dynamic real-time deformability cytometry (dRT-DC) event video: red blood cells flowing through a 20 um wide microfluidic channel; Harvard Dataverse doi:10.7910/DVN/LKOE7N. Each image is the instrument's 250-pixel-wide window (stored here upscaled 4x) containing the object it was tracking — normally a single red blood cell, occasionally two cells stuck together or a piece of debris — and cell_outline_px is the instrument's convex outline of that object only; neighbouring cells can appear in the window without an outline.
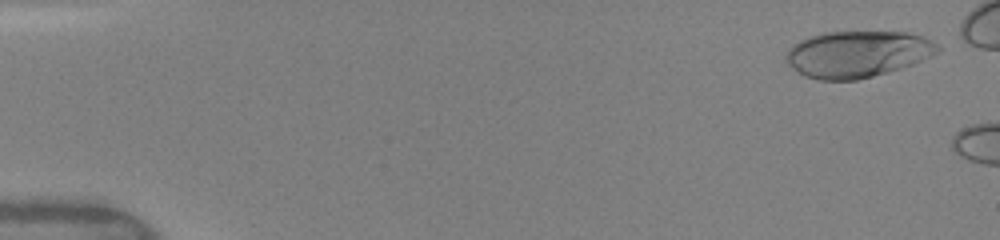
{"species": "human", "species_latin": "Homo sapiens", "temperature_condition": "warm", "stored_images_in_passage": 6, "camera_frame_rate_fps": 3000, "um_per_image_px": 0.085, "donor": {"sex": "female"}, "frame": {"image": 1, "passage_image": 1, "time_ms": 0.0, "image_size_px": [1000, 240], "cell_outline_px": [[940, 48], [932, 56], [912, 64], [900, 68], [872, 76], [856, 80], [820, 80], [804, 76], [792, 68], [784, 60], [784, 56], [788, 48], [792, 44], [808, 36], [824, 32], [908, 32], [924, 36], [932, 40]], "centroid_in_image_um": [72.83, 4.59], "position_along_channel_um": 12.2, "area_um2": 41.27}}